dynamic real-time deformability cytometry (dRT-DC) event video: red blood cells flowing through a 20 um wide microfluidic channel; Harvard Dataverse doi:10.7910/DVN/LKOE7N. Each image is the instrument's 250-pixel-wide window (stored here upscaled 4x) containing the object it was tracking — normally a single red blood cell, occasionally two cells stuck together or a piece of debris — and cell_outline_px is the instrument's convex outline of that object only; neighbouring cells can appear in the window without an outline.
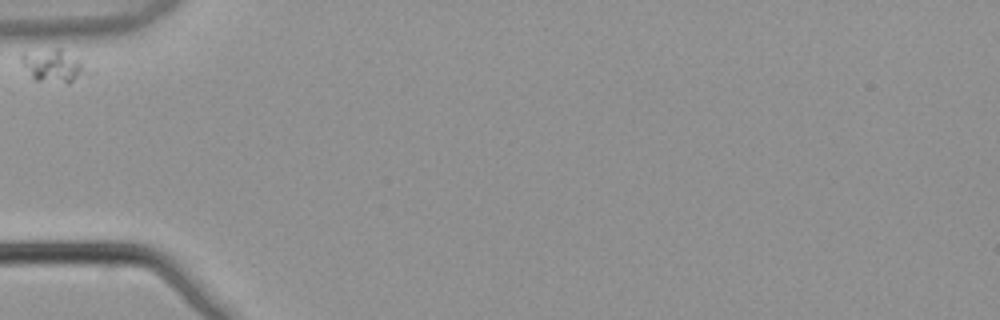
{"species": "common noctule bat (a hibernating species)", "species_latin": "Nyctalus noctula", "temperature_condition": "warm", "stored_images_in_passage": 6, "camera_frame_rate_fps": 3000, "um_per_image_px": 0.085, "animal": {"sex": "male", "body_mass_g": 21.5, "forearm_length_mm": 52.0}, "frame": {"image": 1, "passage_image": 1, "time_ms": 0.0, "image_size_px": [1000, 320], "cell_outline_px": [[96, 72], [68, 84], [32, 80], [20, 60], [20, 56], [56, 48], [60, 48], [96, 68]], "centroid_in_image_um": [4.75, 5.66], "position_along_channel_um": 80.2, "area_um2": 13.18}}
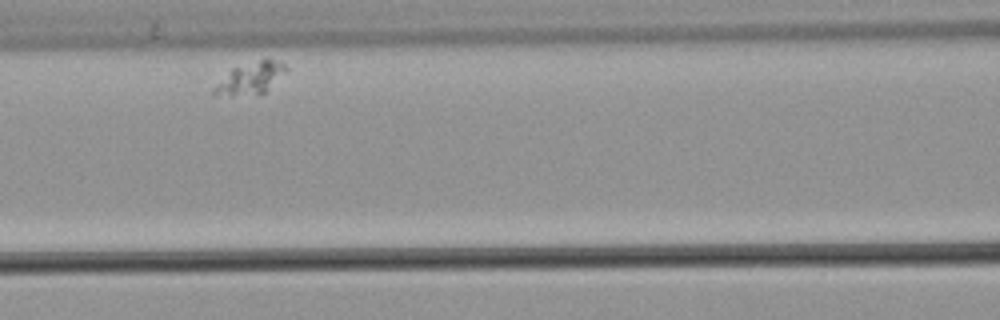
{"frame": {"image": 2, "passage_image": 3, "time_ms": 0.667, "image_size_px": [1000, 320], "cell_outline_px": [[288, 72], [264, 92], [232, 96], [212, 96], [212, 88], [232, 68], [260, 60], [280, 60], [288, 68]], "centroid_in_image_um": [21.28, 6.66], "position_along_channel_um": 145.3, "area_um2": 13.24}}
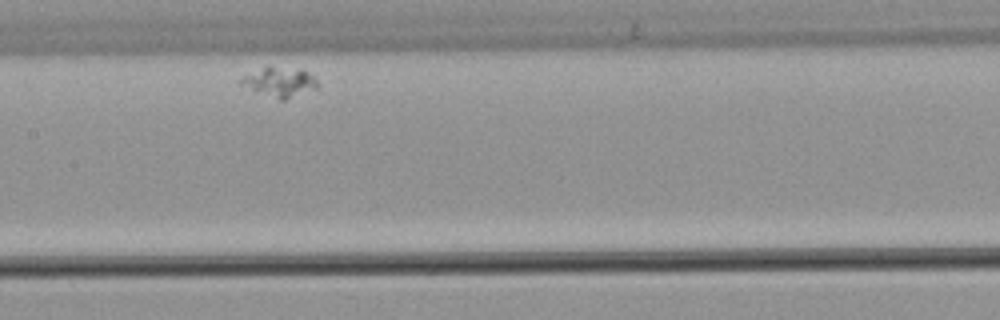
{"frame": {"image": 3, "passage_image": 4, "time_ms": 1.0, "image_size_px": [1000, 320], "cell_outline_px": [[316, 88], [284, 100], [280, 100], [240, 84], [236, 80], [268, 64], [300, 68], [308, 72], [316, 80]], "centroid_in_image_um": [23.75, 6.91], "position_along_channel_um": 183.7, "area_um2": 13.24}}